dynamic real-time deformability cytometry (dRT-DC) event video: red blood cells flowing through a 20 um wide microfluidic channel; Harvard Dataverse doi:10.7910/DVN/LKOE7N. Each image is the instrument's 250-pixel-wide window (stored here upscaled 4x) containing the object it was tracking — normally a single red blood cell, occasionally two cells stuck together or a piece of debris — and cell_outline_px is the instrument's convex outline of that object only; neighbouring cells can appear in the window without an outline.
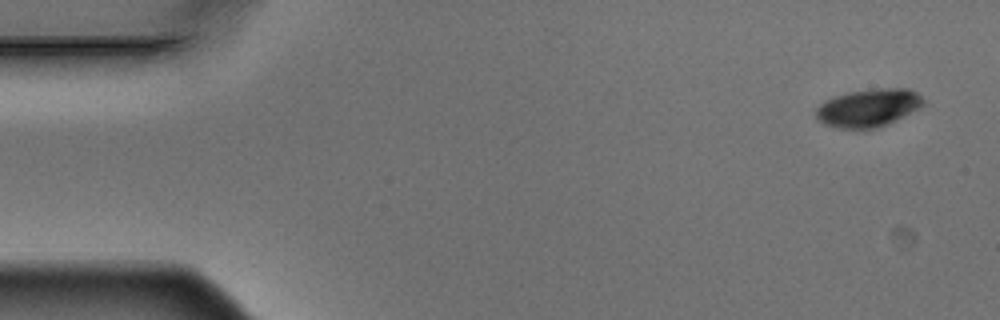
{"species": "Egyptian fruit bat (a non-hibernating species)", "species_latin": "Rousettus aegyptiacus", "temperature_condition": "warm", "stored_images_in_passage": 4, "camera_frame_rate_fps": 3000, "um_per_image_px": 0.085, "animal": {"sex": "male"}, "frame": {"image": 1, "passage_image": 1, "time_ms": 0.0, "image_size_px": [1000, 320], "cell_outline_px": [[924, 104], [920, 108], [876, 128], [836, 128], [824, 124], [816, 116], [816, 108], [824, 100], [848, 92], [880, 88], [908, 88], [916, 92], [924, 100]], "centroid_in_image_um": [73.8, 9.15], "position_along_channel_um": 11.2, "area_um2": 23.41}}